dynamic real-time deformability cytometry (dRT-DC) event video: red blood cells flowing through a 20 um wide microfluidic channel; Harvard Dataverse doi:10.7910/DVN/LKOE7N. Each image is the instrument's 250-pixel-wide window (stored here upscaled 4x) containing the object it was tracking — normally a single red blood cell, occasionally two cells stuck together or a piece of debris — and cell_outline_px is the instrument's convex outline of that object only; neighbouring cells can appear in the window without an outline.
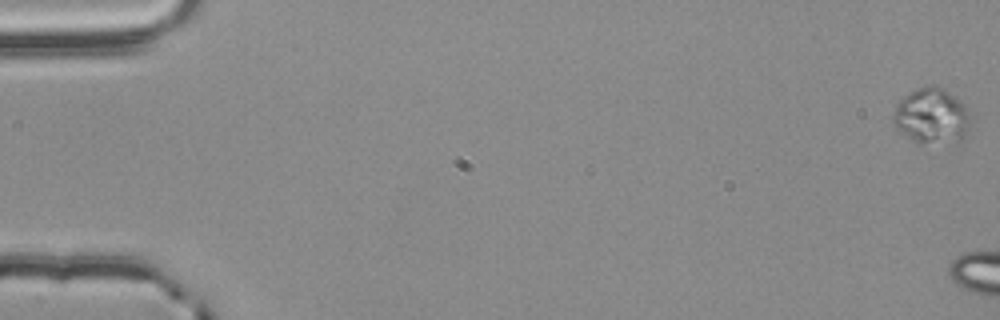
{"species": "common noctule bat (a hibernating species)", "species_latin": "Nyctalus noctula", "temperature_condition": "room temperature", "stored_images_in_passage": 6, "camera_frame_rate_fps": 3000, "um_per_image_px": 0.085, "animal": {"sex": "male", "body_mass_g": 20.4}, "frame": {"image": 1, "passage_image": 1, "time_ms": 0.0, "image_size_px": [1000, 320], "cell_outline_px": [[968, 132], [964, 140], [920, 144], [916, 144], [892, 124], [892, 116], [896, 104], [904, 96], [916, 88], [932, 84], [944, 88], [964, 108], [968, 120]], "centroid_in_image_um": [79.11, 9.88], "position_along_channel_um": 5.9, "area_um2": 24.68}}